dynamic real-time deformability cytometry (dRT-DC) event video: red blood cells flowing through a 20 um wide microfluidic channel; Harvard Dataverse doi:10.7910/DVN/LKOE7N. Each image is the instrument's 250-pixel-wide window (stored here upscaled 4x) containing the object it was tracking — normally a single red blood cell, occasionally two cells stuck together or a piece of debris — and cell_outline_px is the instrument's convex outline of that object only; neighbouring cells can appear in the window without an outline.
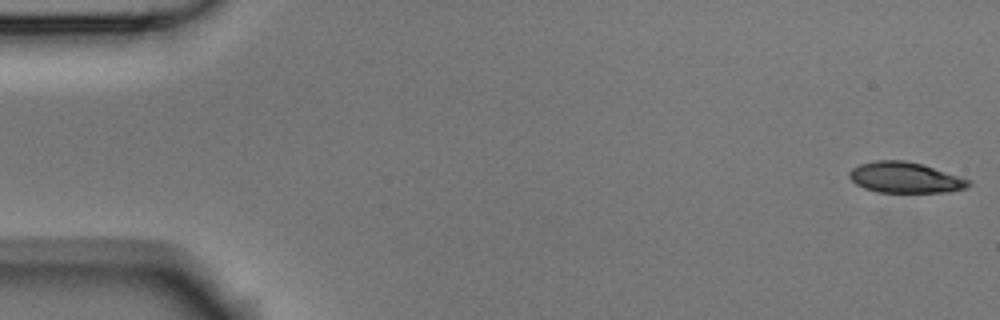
{"species": "Egyptian fruit bat (a non-hibernating species)", "species_latin": "Rousettus aegyptiacus", "temperature_condition": "room temperature", "stored_images_in_passage": 5, "camera_frame_rate_fps": 3000, "um_per_image_px": 0.085, "animal": {"sex": "male"}, "frame": {"image": 1, "passage_image": 1, "time_ms": 0.0, "image_size_px": [1000, 320], "cell_outline_px": [[972, 184], [968, 188], [948, 192], [876, 192], [864, 188], [856, 184], [848, 176], [848, 172], [852, 168], [860, 164], [876, 160], [904, 160], [924, 164], [972, 180]], "centroid_in_image_um": [76.97, 15.09], "position_along_channel_um": 8.0, "area_um2": 21.68}}
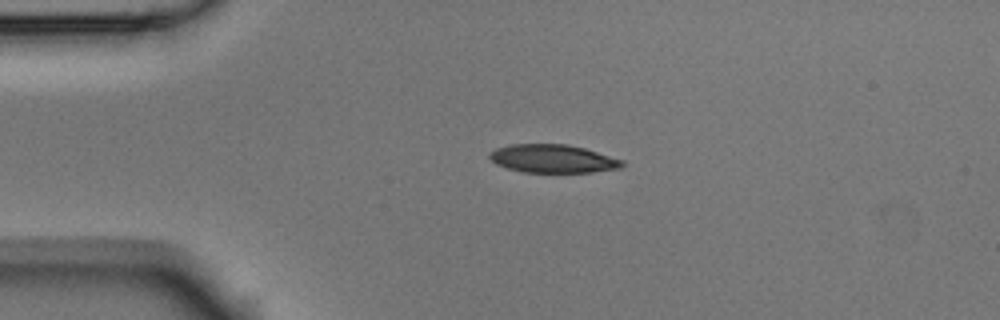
{"frame": {"image": 2, "passage_image": 4, "time_ms": 1.0, "image_size_px": [1000, 320], "cell_outline_px": [[624, 164], [620, 168], [592, 172], [524, 172], [508, 168], [496, 164], [488, 156], [488, 152], [496, 148], [512, 144], [568, 144], [584, 148], [624, 160]], "centroid_in_image_um": [46.98, 13.48], "position_along_channel_um": 38.0, "area_um2": 21.79}}